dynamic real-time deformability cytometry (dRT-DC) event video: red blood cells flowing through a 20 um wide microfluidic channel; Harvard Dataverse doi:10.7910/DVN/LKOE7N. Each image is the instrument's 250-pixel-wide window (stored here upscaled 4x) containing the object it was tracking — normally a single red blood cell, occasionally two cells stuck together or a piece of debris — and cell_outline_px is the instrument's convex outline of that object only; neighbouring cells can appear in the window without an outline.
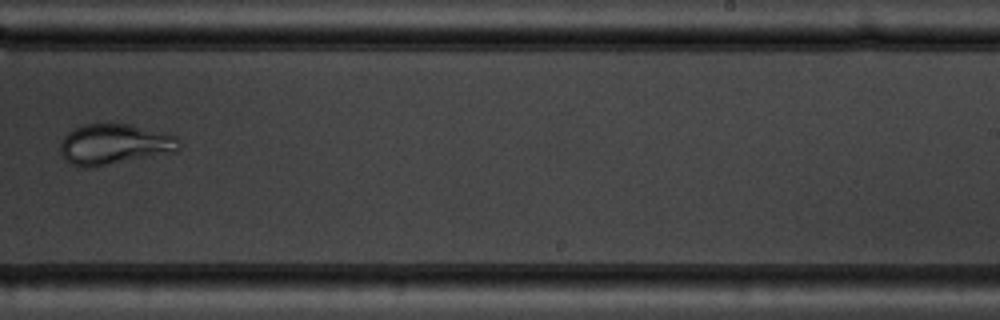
{"species": "common noctule bat (a hibernating species)", "species_latin": "Nyctalus noctula", "temperature_condition": "warm", "stored_images_in_passage": 10, "camera_frame_rate_fps": 3000, "um_per_image_px": 0.085, "animal": {"sex": "male", "body_mass_g": 19.5, "forearm_length_mm": 54.6}, "frame": {"image": 1, "passage_image": 10, "time_ms": 11.333, "image_size_px": [1000, 320], "cell_outline_px": [[180, 148], [176, 152], [92, 168], [84, 168], [72, 164], [64, 160], [60, 152], [60, 144], [64, 136], [68, 132], [84, 124], [128, 124], [176, 136], [180, 144]], "centroid_in_image_um": [9.7, 12.29], "position_along_channel_um": 279.3, "area_um2": 28.15}}